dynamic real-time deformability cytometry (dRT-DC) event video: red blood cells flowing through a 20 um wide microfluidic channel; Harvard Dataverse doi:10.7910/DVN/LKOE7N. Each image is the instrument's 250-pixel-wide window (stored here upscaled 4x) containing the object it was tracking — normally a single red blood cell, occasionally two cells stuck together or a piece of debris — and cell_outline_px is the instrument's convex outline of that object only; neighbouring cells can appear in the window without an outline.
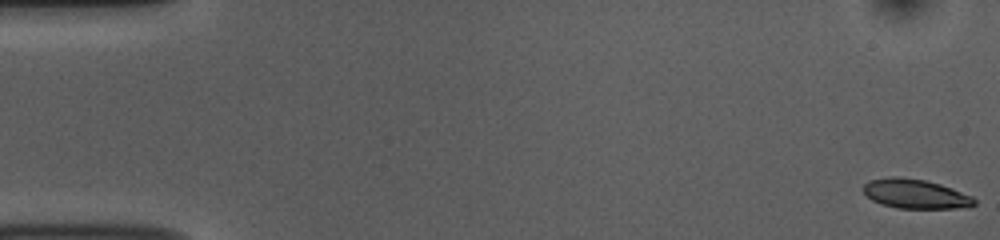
{"species": "common noctule bat (a hibernating species)", "species_latin": "Nyctalus noctula", "temperature_condition": "room temperature", "stored_images_in_passage": 53, "camera_frame_rate_fps": 3000, "um_per_image_px": 0.085, "animal": {"sex": "female", "body_mass_g": 10.0, "forearm_length_mm": 53.1}, "frame": {"image": 1, "passage_image": 1, "time_ms": 0.0, "image_size_px": [1000, 240], "cell_outline_px": [[976, 204], [968, 208], [896, 208], [880, 204], [872, 200], [860, 188], [868, 180], [888, 176], [900, 176], [924, 180], [940, 184], [952, 188], [972, 196], [976, 200]], "centroid_in_image_um": [77.78, 16.47], "position_along_channel_um": 7.2, "area_um2": 19.31}}
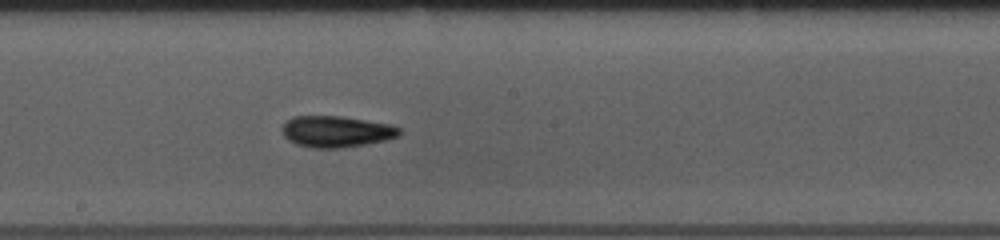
{"frame": {"image": 2, "passage_image": 29, "time_ms": 9.333, "image_size_px": [1000, 240], "cell_outline_px": [[400, 136], [388, 140], [340, 148], [312, 148], [296, 144], [288, 140], [284, 136], [280, 128], [292, 116], [340, 116], [392, 124], [400, 128]], "centroid_in_image_um": [28.59, 11.18], "position_along_channel_um": 219.6, "area_um2": 21.56}}
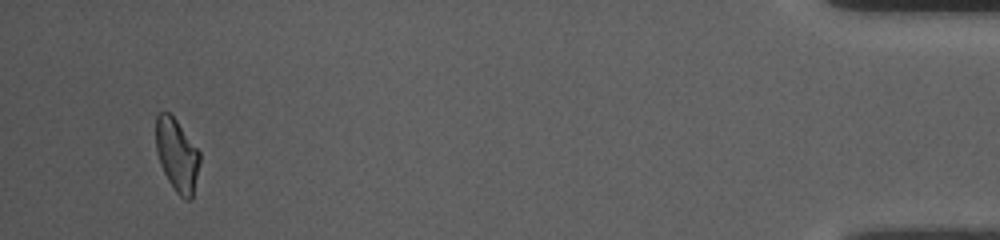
{"frame": {"image": 3, "passage_image": 51, "time_ms": 16.667, "image_size_px": [1000, 240], "cell_outline_px": [[200, 160], [192, 200], [184, 200], [176, 192], [168, 180], [160, 164], [156, 152], [156, 112], [168, 112], [176, 120], [200, 152]], "centroid_in_image_um": [15.03, 13.19], "position_along_channel_um": 420.2, "area_um2": 18.55}, "authors_computed_cell_mechanics": {"area_um2": 19.9988, "velocity_mm_per_s": 3.7669, "shape_relaxation_time_tau1_ms": 3.9598, "shape_relaxation_time_tau2_ms": 3.7343, "deformation_change_tau1": 0.115, "deformation_change_tau2": 0.0938}}